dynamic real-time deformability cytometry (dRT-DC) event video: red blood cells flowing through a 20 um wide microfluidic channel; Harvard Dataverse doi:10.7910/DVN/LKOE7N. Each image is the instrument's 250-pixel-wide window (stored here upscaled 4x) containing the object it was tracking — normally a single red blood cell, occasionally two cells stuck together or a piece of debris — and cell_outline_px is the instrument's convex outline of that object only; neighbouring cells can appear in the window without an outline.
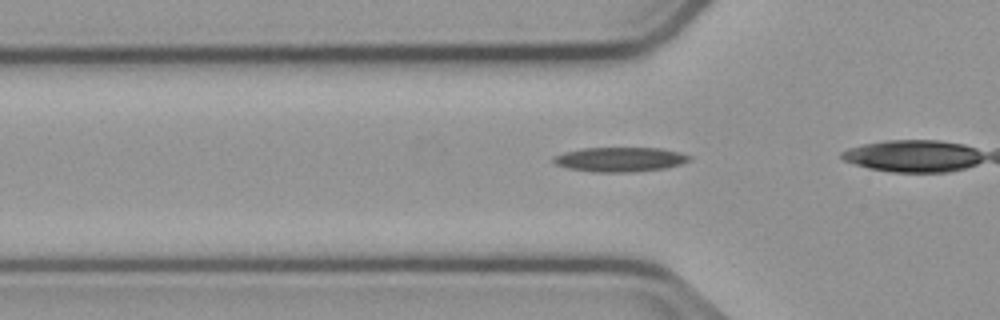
{"species": "common noctule bat (a hibernating species)", "species_latin": "Nyctalus noctula", "temperature_condition": "cold", "stored_images_in_passage": 28, "camera_frame_rate_fps": 3000, "um_per_image_px": 0.085, "animal": {"sex": "male", "body_mass_g": 23.1, "forearm_length_mm": 52.7}, "frame": {"image": 1, "passage_image": 4, "time_ms": 1.0, "image_size_px": [1000, 320], "cell_outline_px": [[692, 160], [680, 164], [664, 168], [632, 172], [592, 172], [568, 168], [552, 164], [552, 156], [564, 152], [584, 148], [660, 148], [680, 152], [692, 156]], "centroid_in_image_um": [52.67, 13.55], "position_along_channel_um": 73.1, "area_um2": 19.59}}
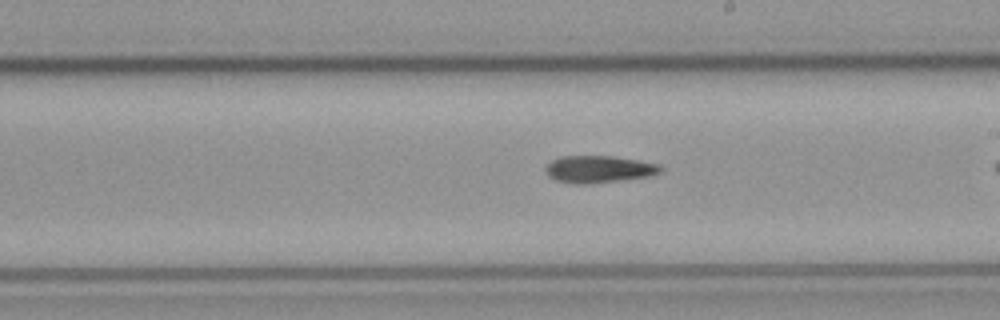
{"frame": {"image": 2, "passage_image": 17, "time_ms": 5.333, "image_size_px": [1000, 320], "cell_outline_px": [[664, 168], [660, 172], [648, 176], [620, 180], [588, 184], [572, 184], [556, 180], [548, 176], [544, 172], [544, 168], [552, 160], [560, 156], [612, 156], [660, 164]], "centroid_in_image_um": [50.86, 14.38], "position_along_channel_um": 238.1, "area_um2": 18.21}}
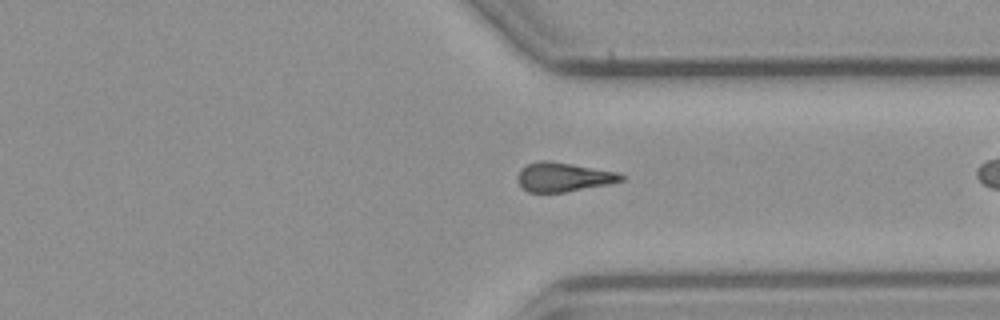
{"frame": {"image": 3, "passage_image": 27, "time_ms": 8.667, "image_size_px": [1000, 320], "cell_outline_px": [[624, 180], [608, 184], [564, 192], [528, 192], [520, 184], [516, 176], [520, 168], [528, 164], [540, 160], [548, 160], [572, 164], [616, 172], [624, 176]], "centroid_in_image_um": [47.85, 15.04], "position_along_channel_um": 363.5, "area_um2": 17.4}}